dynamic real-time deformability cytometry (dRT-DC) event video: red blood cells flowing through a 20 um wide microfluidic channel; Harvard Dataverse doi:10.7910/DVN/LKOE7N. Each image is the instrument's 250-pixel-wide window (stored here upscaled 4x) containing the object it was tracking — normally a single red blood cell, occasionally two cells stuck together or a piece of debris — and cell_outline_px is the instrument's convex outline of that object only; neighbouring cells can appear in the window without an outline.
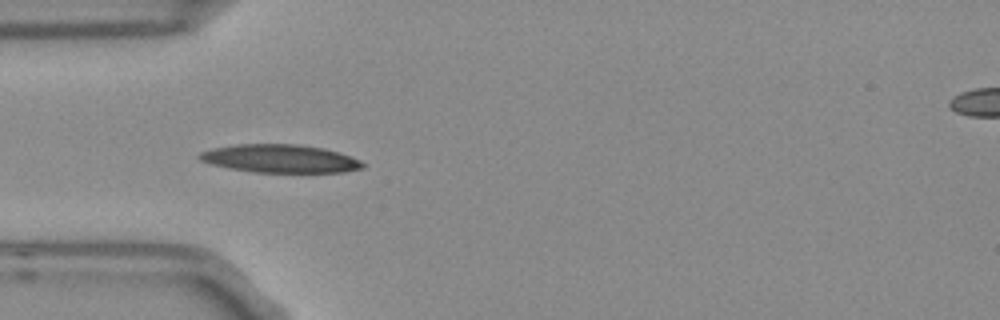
{"species": "Egyptian fruit bat (a non-hibernating species)", "species_latin": "Rousettus aegyptiacus", "temperature_condition": "room temperature", "stored_images_in_passage": 14, "camera_frame_rate_fps": 3000, "um_per_image_px": 0.085, "frame": {"image": 1, "passage_image": 3, "time_ms": 0.667, "image_size_px": [1000, 320], "cell_outline_px": [[364, 168], [344, 172], [256, 172], [228, 168], [212, 164], [200, 160], [196, 156], [200, 152], [212, 148], [236, 144], [296, 144], [324, 148], [352, 156], [360, 160], [364, 164]], "centroid_in_image_um": [23.81, 13.48], "position_along_channel_um": 61.2, "area_um2": 26.82}}